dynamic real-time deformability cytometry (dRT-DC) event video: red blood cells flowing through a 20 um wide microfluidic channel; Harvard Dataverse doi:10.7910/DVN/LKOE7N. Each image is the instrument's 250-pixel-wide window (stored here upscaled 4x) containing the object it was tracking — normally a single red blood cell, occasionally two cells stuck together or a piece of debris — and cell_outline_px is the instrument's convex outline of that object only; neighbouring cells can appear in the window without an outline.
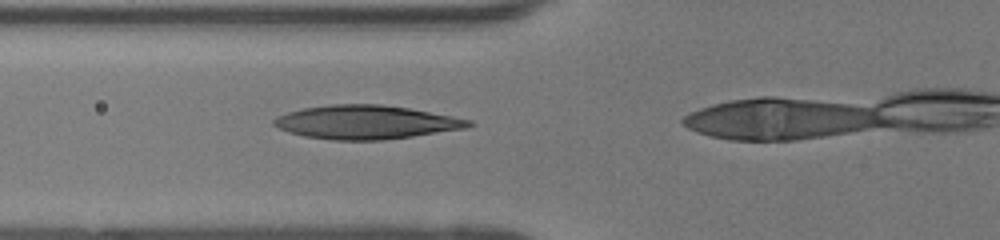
{"species": "human", "species_latin": "Homo sapiens", "temperature_condition": "room temperature", "stored_images_in_passage": 20, "camera_frame_rate_fps": 3000, "um_per_image_px": 0.085, "donor": {"sex": "female"}, "frame": {"image": 1, "passage_image": 16, "time_ms": 5.0, "image_size_px": [1000, 240], "cell_outline_px": [[476, 124], [464, 128], [412, 136], [384, 140], [332, 140], [304, 136], [288, 132], [272, 124], [272, 120], [276, 116], [288, 112], [304, 108], [332, 104], [380, 104], [408, 108], [452, 116], [472, 120]], "centroid_in_image_um": [31.09, 10.38], "position_along_channel_um": 94.7, "area_um2": 38.09}}
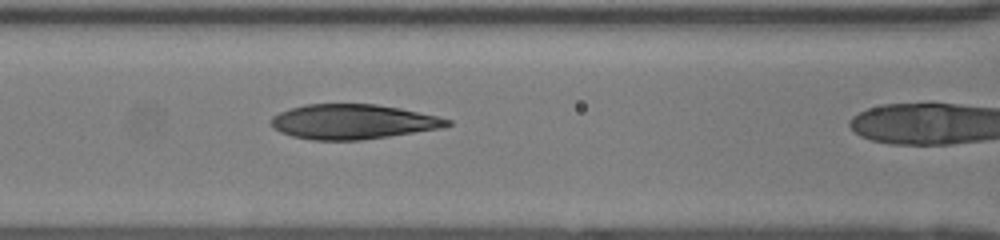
{"frame": {"image": 2, "passage_image": 19, "time_ms": 6.0, "image_size_px": [1000, 240], "cell_outline_px": [[452, 124], [444, 128], [360, 140], [312, 140], [292, 136], [280, 132], [272, 128], [272, 116], [280, 112], [304, 104], [376, 104], [400, 108], [436, 116], [452, 120]], "centroid_in_image_um": [30.0, 10.35], "position_along_channel_um": 136.6, "area_um2": 35.66}}